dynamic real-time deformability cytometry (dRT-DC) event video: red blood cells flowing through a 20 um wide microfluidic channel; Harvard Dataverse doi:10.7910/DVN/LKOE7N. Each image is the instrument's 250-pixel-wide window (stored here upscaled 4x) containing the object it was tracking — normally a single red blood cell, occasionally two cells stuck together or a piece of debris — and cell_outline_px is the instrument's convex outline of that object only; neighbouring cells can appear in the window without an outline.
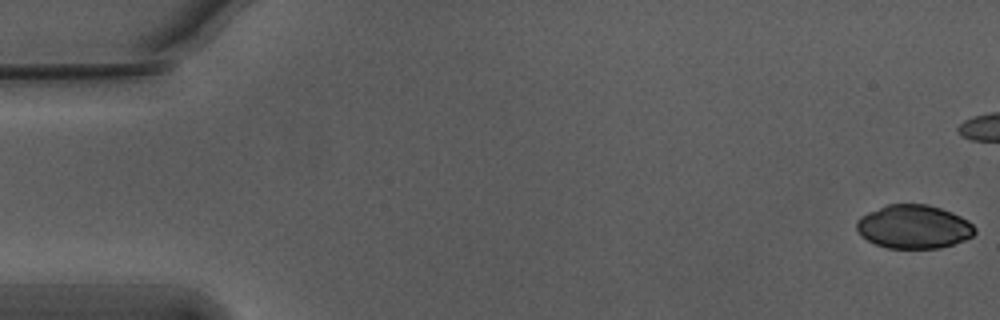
{"species": "Egyptian fruit bat (a non-hibernating species)", "species_latin": "Rousettus aegyptiacus", "temperature_condition": "warm", "stored_images_in_passage": 44, "camera_frame_rate_fps": 3000, "um_per_image_px": 0.085, "animal": {"sex": "male"}, "frame": {"image": 1, "passage_image": 1, "time_ms": 0.0, "image_size_px": [1000, 320], "cell_outline_px": [[976, 232], [972, 236], [964, 240], [940, 248], [888, 248], [876, 244], [868, 240], [856, 228], [856, 220], [860, 216], [868, 212], [888, 204], [928, 204], [952, 212], [968, 220], [976, 228]], "centroid_in_image_um": [77.68, 19.26], "position_along_channel_um": 7.3, "area_um2": 29.94}}
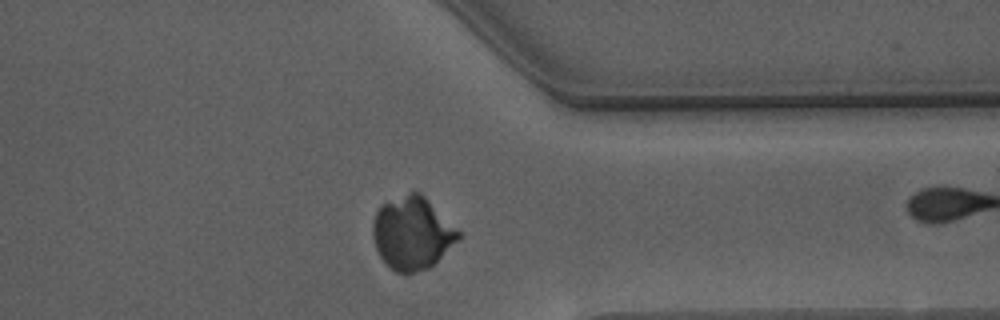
{"frame": {"image": 2, "passage_image": 43, "time_ms": 14.0, "image_size_px": [1000, 320], "cell_outline_px": [[464, 232], [428, 268], [404, 276], [396, 272], [380, 256], [376, 248], [372, 236], [372, 224], [376, 212], [384, 204], [408, 192], [420, 192]], "centroid_in_image_um": [35.05, 19.81], "position_along_channel_um": 376.4, "area_um2": 36.13}}